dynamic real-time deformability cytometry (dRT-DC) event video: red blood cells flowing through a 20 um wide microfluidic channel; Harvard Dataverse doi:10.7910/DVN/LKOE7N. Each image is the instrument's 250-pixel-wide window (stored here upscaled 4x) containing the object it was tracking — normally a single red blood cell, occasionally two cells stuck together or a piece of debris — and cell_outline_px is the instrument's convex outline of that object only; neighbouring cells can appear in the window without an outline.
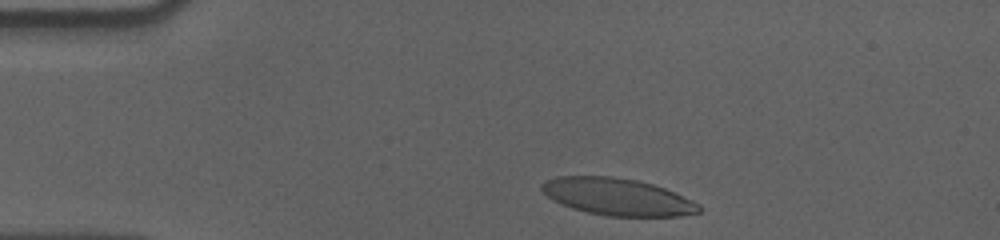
{"species": "human", "species_latin": "Homo sapiens", "temperature_condition": "cold", "stored_images_in_passage": 38, "camera_frame_rate_fps": 3000, "um_per_image_px": 0.085, "donor": {"sex": "male"}, "frame": {"image": 1, "passage_image": 2, "time_ms": 0.333, "image_size_px": [1000, 240], "cell_outline_px": [[700, 212], [680, 216], [608, 216], [588, 212], [572, 208], [560, 204], [552, 200], [540, 188], [540, 184], [544, 180], [556, 176], [612, 176], [636, 180], [652, 184], [664, 188], [692, 200], [700, 204]], "centroid_in_image_um": [52.44, 16.72], "position_along_channel_um": 32.6, "area_um2": 33.99}}
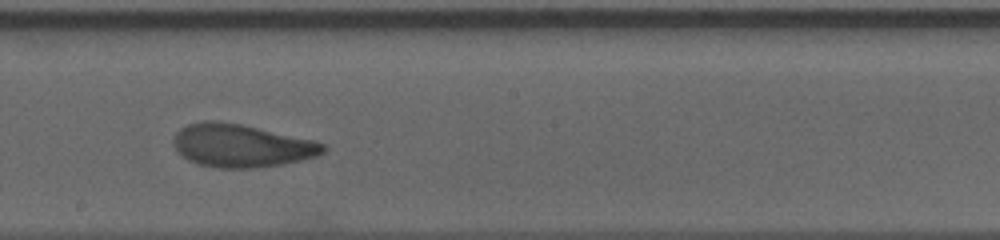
{"frame": {"image": 2, "passage_image": 23, "time_ms": 7.333, "image_size_px": [1000, 240], "cell_outline_px": [[328, 148], [324, 152], [316, 156], [284, 164], [256, 168], [216, 168], [196, 164], [188, 160], [176, 152], [172, 144], [172, 140], [176, 132], [180, 128], [188, 124], [204, 120], [216, 120], [240, 124], [316, 140], [324, 144]], "centroid_in_image_um": [20.48, 12.38], "position_along_channel_um": 227.7, "area_um2": 37.97}}
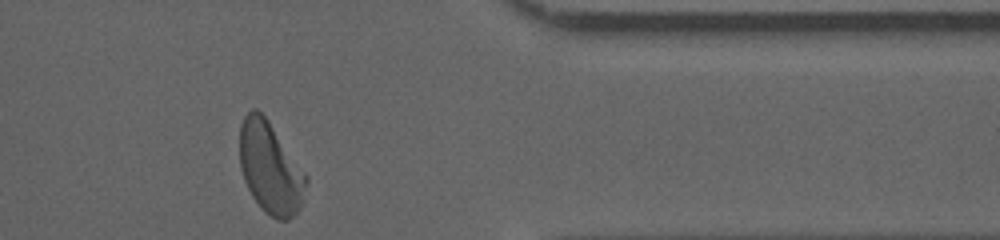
{"frame": {"image": 3, "passage_image": 38, "time_ms": 12.333, "image_size_px": [1000, 240], "cell_outline_px": [[308, 180], [300, 208], [288, 220], [276, 220], [252, 196], [244, 180], [240, 168], [240, 124], [244, 116], [252, 108], [256, 108], [268, 120], [308, 176]], "centroid_in_image_um": [22.97, 14.25], "position_along_channel_um": 388.4, "area_um2": 35.08}, "authors_computed_cell_mechanics": {"area_um2": 36.8186, "velocity_mm_per_s": 3.552, "shape_relaxation_time_tau1_ms": 5.7198, "shape_relaxation_time_tau2_ms": 1.7318, "deformation_change_tau1": 0.1964, "deformation_change_tau2": 0.077}}